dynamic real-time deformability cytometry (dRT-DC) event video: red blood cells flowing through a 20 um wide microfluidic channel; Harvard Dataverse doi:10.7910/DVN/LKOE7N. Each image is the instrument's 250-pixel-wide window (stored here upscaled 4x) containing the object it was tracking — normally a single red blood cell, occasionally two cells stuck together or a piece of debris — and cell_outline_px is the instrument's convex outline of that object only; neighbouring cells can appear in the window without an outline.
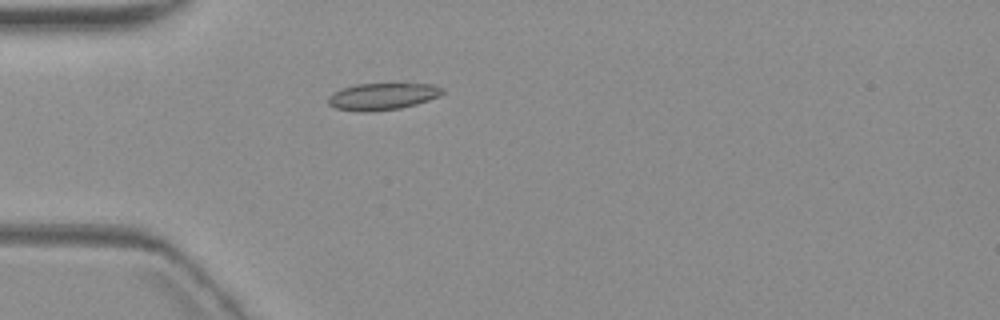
{"species": "common noctule bat (a hibernating species)", "species_latin": "Nyctalus noctula", "temperature_condition": "warm", "stored_images_in_passage": 5, "camera_frame_rate_fps": 3000, "um_per_image_px": 0.085, "animal": {"sex": "female", "body_mass_g": 19.3, "forearm_length_mm": 54.1}, "frame": {"image": 1, "passage_image": 4, "time_ms": 3.667, "image_size_px": [1000, 320], "cell_outline_px": [[444, 92], [440, 96], [416, 104], [400, 108], [372, 112], [356, 112], [336, 108], [328, 104], [328, 96], [332, 92], [356, 84], [432, 84], [444, 88]], "centroid_in_image_um": [32.49, 8.21], "position_along_channel_um": 52.5, "area_um2": 17.98}}